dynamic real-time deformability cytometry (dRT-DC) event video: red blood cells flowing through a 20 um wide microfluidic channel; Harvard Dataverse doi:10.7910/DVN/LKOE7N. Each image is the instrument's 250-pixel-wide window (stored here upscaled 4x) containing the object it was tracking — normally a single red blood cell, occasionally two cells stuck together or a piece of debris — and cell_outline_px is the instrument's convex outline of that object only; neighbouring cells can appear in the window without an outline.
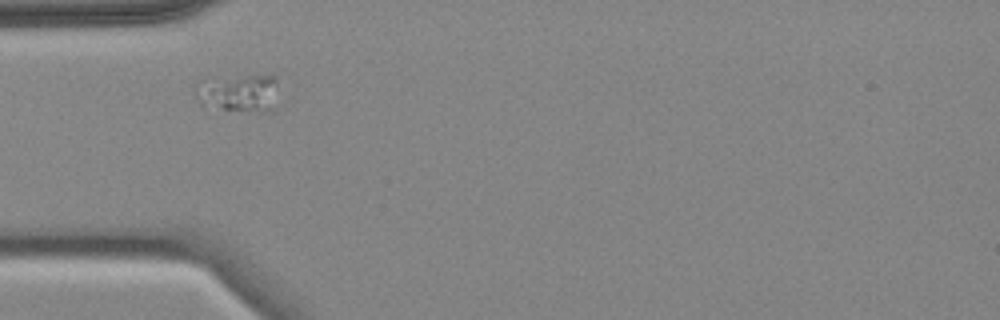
{"species": "common noctule bat (a hibernating species)", "species_latin": "Nyctalus noctula", "temperature_condition": "cold", "stored_images_in_passage": 1, "camera_frame_rate_fps": 3000, "um_per_image_px": 0.085, "animal": {"sex": "female", "body_mass_g": 18.4}, "frame": {"image": 1, "passage_image": 1, "time_ms": 0.0, "image_size_px": [1000, 320], "cell_outline_px": [[276, 84], [272, 112], [260, 112], [224, 108], [204, 104], [196, 96], [192, 88], [200, 80], [212, 76], [276, 72]], "centroid_in_image_um": [20.29, 7.78], "position_along_channel_um": 64.7, "area_um2": 19.07}}